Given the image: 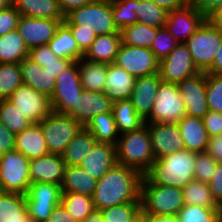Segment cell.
Listing matches in <instances>:
<instances>
[{
  "label": "cell",
  "instance_id": "cell-1",
  "mask_svg": "<svg viewBox=\"0 0 222 222\" xmlns=\"http://www.w3.org/2000/svg\"><path fill=\"white\" fill-rule=\"evenodd\" d=\"M142 177L135 169L117 163L97 180L92 196L95 210L125 203H141Z\"/></svg>",
  "mask_w": 222,
  "mask_h": 222
},
{
  "label": "cell",
  "instance_id": "cell-2",
  "mask_svg": "<svg viewBox=\"0 0 222 222\" xmlns=\"http://www.w3.org/2000/svg\"><path fill=\"white\" fill-rule=\"evenodd\" d=\"M196 152L180 150L155 160L144 176L153 184L183 188L194 179Z\"/></svg>",
  "mask_w": 222,
  "mask_h": 222
},
{
  "label": "cell",
  "instance_id": "cell-3",
  "mask_svg": "<svg viewBox=\"0 0 222 222\" xmlns=\"http://www.w3.org/2000/svg\"><path fill=\"white\" fill-rule=\"evenodd\" d=\"M117 163L144 175L155 161L148 126L121 134L115 145Z\"/></svg>",
  "mask_w": 222,
  "mask_h": 222
},
{
  "label": "cell",
  "instance_id": "cell-4",
  "mask_svg": "<svg viewBox=\"0 0 222 222\" xmlns=\"http://www.w3.org/2000/svg\"><path fill=\"white\" fill-rule=\"evenodd\" d=\"M141 208L149 216H177L185 206L183 190L151 183L144 175L141 181Z\"/></svg>",
  "mask_w": 222,
  "mask_h": 222
},
{
  "label": "cell",
  "instance_id": "cell-5",
  "mask_svg": "<svg viewBox=\"0 0 222 222\" xmlns=\"http://www.w3.org/2000/svg\"><path fill=\"white\" fill-rule=\"evenodd\" d=\"M67 26H80V29H93L98 35L120 33L111 13V3L93 1L76 8L66 15Z\"/></svg>",
  "mask_w": 222,
  "mask_h": 222
},
{
  "label": "cell",
  "instance_id": "cell-6",
  "mask_svg": "<svg viewBox=\"0 0 222 222\" xmlns=\"http://www.w3.org/2000/svg\"><path fill=\"white\" fill-rule=\"evenodd\" d=\"M222 41V32L208 19L184 43L200 72H207Z\"/></svg>",
  "mask_w": 222,
  "mask_h": 222
},
{
  "label": "cell",
  "instance_id": "cell-7",
  "mask_svg": "<svg viewBox=\"0 0 222 222\" xmlns=\"http://www.w3.org/2000/svg\"><path fill=\"white\" fill-rule=\"evenodd\" d=\"M31 185L29 159L15 149L0 157V192L26 195Z\"/></svg>",
  "mask_w": 222,
  "mask_h": 222
},
{
  "label": "cell",
  "instance_id": "cell-8",
  "mask_svg": "<svg viewBox=\"0 0 222 222\" xmlns=\"http://www.w3.org/2000/svg\"><path fill=\"white\" fill-rule=\"evenodd\" d=\"M50 154L62 155L65 148L84 127L68 115L50 113L38 123Z\"/></svg>",
  "mask_w": 222,
  "mask_h": 222
},
{
  "label": "cell",
  "instance_id": "cell-9",
  "mask_svg": "<svg viewBox=\"0 0 222 222\" xmlns=\"http://www.w3.org/2000/svg\"><path fill=\"white\" fill-rule=\"evenodd\" d=\"M186 116L185 104L175 83L161 82L150 116L145 124L175 123Z\"/></svg>",
  "mask_w": 222,
  "mask_h": 222
},
{
  "label": "cell",
  "instance_id": "cell-10",
  "mask_svg": "<svg viewBox=\"0 0 222 222\" xmlns=\"http://www.w3.org/2000/svg\"><path fill=\"white\" fill-rule=\"evenodd\" d=\"M83 91L78 61H74L56 78L55 90L50 98L52 111L59 115H69Z\"/></svg>",
  "mask_w": 222,
  "mask_h": 222
},
{
  "label": "cell",
  "instance_id": "cell-11",
  "mask_svg": "<svg viewBox=\"0 0 222 222\" xmlns=\"http://www.w3.org/2000/svg\"><path fill=\"white\" fill-rule=\"evenodd\" d=\"M8 100L32 123H39L53 112L48 96L23 83Z\"/></svg>",
  "mask_w": 222,
  "mask_h": 222
},
{
  "label": "cell",
  "instance_id": "cell-12",
  "mask_svg": "<svg viewBox=\"0 0 222 222\" xmlns=\"http://www.w3.org/2000/svg\"><path fill=\"white\" fill-rule=\"evenodd\" d=\"M114 64L124 68L135 78L159 72V60L149 48L121 43Z\"/></svg>",
  "mask_w": 222,
  "mask_h": 222
},
{
  "label": "cell",
  "instance_id": "cell-13",
  "mask_svg": "<svg viewBox=\"0 0 222 222\" xmlns=\"http://www.w3.org/2000/svg\"><path fill=\"white\" fill-rule=\"evenodd\" d=\"M200 72L195 66L188 47L180 42L159 61V75L163 82L178 84L182 80Z\"/></svg>",
  "mask_w": 222,
  "mask_h": 222
},
{
  "label": "cell",
  "instance_id": "cell-14",
  "mask_svg": "<svg viewBox=\"0 0 222 222\" xmlns=\"http://www.w3.org/2000/svg\"><path fill=\"white\" fill-rule=\"evenodd\" d=\"M177 85L185 104L186 115L203 118L209 111L206 99V72H198Z\"/></svg>",
  "mask_w": 222,
  "mask_h": 222
},
{
  "label": "cell",
  "instance_id": "cell-15",
  "mask_svg": "<svg viewBox=\"0 0 222 222\" xmlns=\"http://www.w3.org/2000/svg\"><path fill=\"white\" fill-rule=\"evenodd\" d=\"M206 20L190 3H186L168 12L165 27L179 43H184Z\"/></svg>",
  "mask_w": 222,
  "mask_h": 222
},
{
  "label": "cell",
  "instance_id": "cell-16",
  "mask_svg": "<svg viewBox=\"0 0 222 222\" xmlns=\"http://www.w3.org/2000/svg\"><path fill=\"white\" fill-rule=\"evenodd\" d=\"M149 129L152 151L155 160L184 150V142L180 130L175 123L146 124Z\"/></svg>",
  "mask_w": 222,
  "mask_h": 222
},
{
  "label": "cell",
  "instance_id": "cell-17",
  "mask_svg": "<svg viewBox=\"0 0 222 222\" xmlns=\"http://www.w3.org/2000/svg\"><path fill=\"white\" fill-rule=\"evenodd\" d=\"M60 23L56 19L20 16L17 30L30 50L34 47L48 44Z\"/></svg>",
  "mask_w": 222,
  "mask_h": 222
},
{
  "label": "cell",
  "instance_id": "cell-18",
  "mask_svg": "<svg viewBox=\"0 0 222 222\" xmlns=\"http://www.w3.org/2000/svg\"><path fill=\"white\" fill-rule=\"evenodd\" d=\"M66 164L62 155L47 154L29 160V174L32 183L45 182L61 186Z\"/></svg>",
  "mask_w": 222,
  "mask_h": 222
},
{
  "label": "cell",
  "instance_id": "cell-19",
  "mask_svg": "<svg viewBox=\"0 0 222 222\" xmlns=\"http://www.w3.org/2000/svg\"><path fill=\"white\" fill-rule=\"evenodd\" d=\"M113 102L105 92L85 90L68 115L81 123L84 127L96 116L104 112H112Z\"/></svg>",
  "mask_w": 222,
  "mask_h": 222
},
{
  "label": "cell",
  "instance_id": "cell-20",
  "mask_svg": "<svg viewBox=\"0 0 222 222\" xmlns=\"http://www.w3.org/2000/svg\"><path fill=\"white\" fill-rule=\"evenodd\" d=\"M161 82L159 73L138 77L135 80L130 100L136 112L144 121L152 112L153 103Z\"/></svg>",
  "mask_w": 222,
  "mask_h": 222
},
{
  "label": "cell",
  "instance_id": "cell-21",
  "mask_svg": "<svg viewBox=\"0 0 222 222\" xmlns=\"http://www.w3.org/2000/svg\"><path fill=\"white\" fill-rule=\"evenodd\" d=\"M116 164L115 145L96 143L91 151L86 154L80 166L95 179L99 180Z\"/></svg>",
  "mask_w": 222,
  "mask_h": 222
},
{
  "label": "cell",
  "instance_id": "cell-22",
  "mask_svg": "<svg viewBox=\"0 0 222 222\" xmlns=\"http://www.w3.org/2000/svg\"><path fill=\"white\" fill-rule=\"evenodd\" d=\"M136 78L114 63L108 64L105 93L112 101L130 99Z\"/></svg>",
  "mask_w": 222,
  "mask_h": 222
},
{
  "label": "cell",
  "instance_id": "cell-23",
  "mask_svg": "<svg viewBox=\"0 0 222 222\" xmlns=\"http://www.w3.org/2000/svg\"><path fill=\"white\" fill-rule=\"evenodd\" d=\"M177 125L186 150L196 153L206 152L209 137L203 118L186 115Z\"/></svg>",
  "mask_w": 222,
  "mask_h": 222
},
{
  "label": "cell",
  "instance_id": "cell-24",
  "mask_svg": "<svg viewBox=\"0 0 222 222\" xmlns=\"http://www.w3.org/2000/svg\"><path fill=\"white\" fill-rule=\"evenodd\" d=\"M14 149L29 160L49 154L47 143L38 123H32L15 135Z\"/></svg>",
  "mask_w": 222,
  "mask_h": 222
},
{
  "label": "cell",
  "instance_id": "cell-25",
  "mask_svg": "<svg viewBox=\"0 0 222 222\" xmlns=\"http://www.w3.org/2000/svg\"><path fill=\"white\" fill-rule=\"evenodd\" d=\"M21 69L22 83L35 90L45 94L49 98L52 97L55 90V78L45 72L43 67L29 57L24 58L19 63Z\"/></svg>",
  "mask_w": 222,
  "mask_h": 222
},
{
  "label": "cell",
  "instance_id": "cell-26",
  "mask_svg": "<svg viewBox=\"0 0 222 222\" xmlns=\"http://www.w3.org/2000/svg\"><path fill=\"white\" fill-rule=\"evenodd\" d=\"M121 43V33L98 35L83 58L105 64L114 63Z\"/></svg>",
  "mask_w": 222,
  "mask_h": 222
},
{
  "label": "cell",
  "instance_id": "cell-27",
  "mask_svg": "<svg viewBox=\"0 0 222 222\" xmlns=\"http://www.w3.org/2000/svg\"><path fill=\"white\" fill-rule=\"evenodd\" d=\"M13 5L21 16L56 19L61 23L66 18L58 0H13Z\"/></svg>",
  "mask_w": 222,
  "mask_h": 222
},
{
  "label": "cell",
  "instance_id": "cell-28",
  "mask_svg": "<svg viewBox=\"0 0 222 222\" xmlns=\"http://www.w3.org/2000/svg\"><path fill=\"white\" fill-rule=\"evenodd\" d=\"M96 184L97 179L91 176L80 165L66 166L61 190L62 192H73L92 197Z\"/></svg>",
  "mask_w": 222,
  "mask_h": 222
},
{
  "label": "cell",
  "instance_id": "cell-29",
  "mask_svg": "<svg viewBox=\"0 0 222 222\" xmlns=\"http://www.w3.org/2000/svg\"><path fill=\"white\" fill-rule=\"evenodd\" d=\"M48 46L59 58L79 61L84 56L72 36L70 28L64 22L57 27L56 33L48 42Z\"/></svg>",
  "mask_w": 222,
  "mask_h": 222
},
{
  "label": "cell",
  "instance_id": "cell-30",
  "mask_svg": "<svg viewBox=\"0 0 222 222\" xmlns=\"http://www.w3.org/2000/svg\"><path fill=\"white\" fill-rule=\"evenodd\" d=\"M80 82L85 90L105 92L108 64L81 58L78 61Z\"/></svg>",
  "mask_w": 222,
  "mask_h": 222
},
{
  "label": "cell",
  "instance_id": "cell-31",
  "mask_svg": "<svg viewBox=\"0 0 222 222\" xmlns=\"http://www.w3.org/2000/svg\"><path fill=\"white\" fill-rule=\"evenodd\" d=\"M112 113L120 135L138 130L145 125L130 99L113 102Z\"/></svg>",
  "mask_w": 222,
  "mask_h": 222
},
{
  "label": "cell",
  "instance_id": "cell-32",
  "mask_svg": "<svg viewBox=\"0 0 222 222\" xmlns=\"http://www.w3.org/2000/svg\"><path fill=\"white\" fill-rule=\"evenodd\" d=\"M96 143L97 140L85 127H83L68 144L62 154L66 166L80 165L86 154L91 151Z\"/></svg>",
  "mask_w": 222,
  "mask_h": 222
},
{
  "label": "cell",
  "instance_id": "cell-33",
  "mask_svg": "<svg viewBox=\"0 0 222 222\" xmlns=\"http://www.w3.org/2000/svg\"><path fill=\"white\" fill-rule=\"evenodd\" d=\"M0 222H33L26 214L23 194L0 192Z\"/></svg>",
  "mask_w": 222,
  "mask_h": 222
},
{
  "label": "cell",
  "instance_id": "cell-34",
  "mask_svg": "<svg viewBox=\"0 0 222 222\" xmlns=\"http://www.w3.org/2000/svg\"><path fill=\"white\" fill-rule=\"evenodd\" d=\"M29 57V49L16 29L0 36V63H20Z\"/></svg>",
  "mask_w": 222,
  "mask_h": 222
},
{
  "label": "cell",
  "instance_id": "cell-35",
  "mask_svg": "<svg viewBox=\"0 0 222 222\" xmlns=\"http://www.w3.org/2000/svg\"><path fill=\"white\" fill-rule=\"evenodd\" d=\"M85 128L97 140V143L116 145L120 136L112 112L96 115Z\"/></svg>",
  "mask_w": 222,
  "mask_h": 222
},
{
  "label": "cell",
  "instance_id": "cell-36",
  "mask_svg": "<svg viewBox=\"0 0 222 222\" xmlns=\"http://www.w3.org/2000/svg\"><path fill=\"white\" fill-rule=\"evenodd\" d=\"M182 190L185 204L199 205L211 209H222L213 197L209 183L193 179Z\"/></svg>",
  "mask_w": 222,
  "mask_h": 222
},
{
  "label": "cell",
  "instance_id": "cell-37",
  "mask_svg": "<svg viewBox=\"0 0 222 222\" xmlns=\"http://www.w3.org/2000/svg\"><path fill=\"white\" fill-rule=\"evenodd\" d=\"M122 43L127 46L149 48L157 35V28L141 23L125 26L120 30Z\"/></svg>",
  "mask_w": 222,
  "mask_h": 222
},
{
  "label": "cell",
  "instance_id": "cell-38",
  "mask_svg": "<svg viewBox=\"0 0 222 222\" xmlns=\"http://www.w3.org/2000/svg\"><path fill=\"white\" fill-rule=\"evenodd\" d=\"M26 196L35 204L57 206L61 204V186L52 183L36 182L29 186Z\"/></svg>",
  "mask_w": 222,
  "mask_h": 222
},
{
  "label": "cell",
  "instance_id": "cell-39",
  "mask_svg": "<svg viewBox=\"0 0 222 222\" xmlns=\"http://www.w3.org/2000/svg\"><path fill=\"white\" fill-rule=\"evenodd\" d=\"M135 12L138 23L153 27H165L168 12L151 0H135Z\"/></svg>",
  "mask_w": 222,
  "mask_h": 222
},
{
  "label": "cell",
  "instance_id": "cell-40",
  "mask_svg": "<svg viewBox=\"0 0 222 222\" xmlns=\"http://www.w3.org/2000/svg\"><path fill=\"white\" fill-rule=\"evenodd\" d=\"M61 204L77 222H83L95 211L92 197L78 193L62 192Z\"/></svg>",
  "mask_w": 222,
  "mask_h": 222
},
{
  "label": "cell",
  "instance_id": "cell-41",
  "mask_svg": "<svg viewBox=\"0 0 222 222\" xmlns=\"http://www.w3.org/2000/svg\"><path fill=\"white\" fill-rule=\"evenodd\" d=\"M22 84L18 63H0V100H7Z\"/></svg>",
  "mask_w": 222,
  "mask_h": 222
},
{
  "label": "cell",
  "instance_id": "cell-42",
  "mask_svg": "<svg viewBox=\"0 0 222 222\" xmlns=\"http://www.w3.org/2000/svg\"><path fill=\"white\" fill-rule=\"evenodd\" d=\"M0 123H3L14 135L21 133L32 124L26 117H22L8 99L0 100Z\"/></svg>",
  "mask_w": 222,
  "mask_h": 222
},
{
  "label": "cell",
  "instance_id": "cell-43",
  "mask_svg": "<svg viewBox=\"0 0 222 222\" xmlns=\"http://www.w3.org/2000/svg\"><path fill=\"white\" fill-rule=\"evenodd\" d=\"M222 209H211L199 205L185 206L177 214L178 222H220Z\"/></svg>",
  "mask_w": 222,
  "mask_h": 222
},
{
  "label": "cell",
  "instance_id": "cell-44",
  "mask_svg": "<svg viewBox=\"0 0 222 222\" xmlns=\"http://www.w3.org/2000/svg\"><path fill=\"white\" fill-rule=\"evenodd\" d=\"M111 13L119 30L138 22V15L135 12V0H114L111 3Z\"/></svg>",
  "mask_w": 222,
  "mask_h": 222
},
{
  "label": "cell",
  "instance_id": "cell-45",
  "mask_svg": "<svg viewBox=\"0 0 222 222\" xmlns=\"http://www.w3.org/2000/svg\"><path fill=\"white\" fill-rule=\"evenodd\" d=\"M141 209V203H125L100 209L103 222H129Z\"/></svg>",
  "mask_w": 222,
  "mask_h": 222
},
{
  "label": "cell",
  "instance_id": "cell-46",
  "mask_svg": "<svg viewBox=\"0 0 222 222\" xmlns=\"http://www.w3.org/2000/svg\"><path fill=\"white\" fill-rule=\"evenodd\" d=\"M206 99L209 111L222 113V75L206 74Z\"/></svg>",
  "mask_w": 222,
  "mask_h": 222
},
{
  "label": "cell",
  "instance_id": "cell-47",
  "mask_svg": "<svg viewBox=\"0 0 222 222\" xmlns=\"http://www.w3.org/2000/svg\"><path fill=\"white\" fill-rule=\"evenodd\" d=\"M179 42L170 34L166 27L157 28V35L152 42L150 50L160 61L176 47Z\"/></svg>",
  "mask_w": 222,
  "mask_h": 222
},
{
  "label": "cell",
  "instance_id": "cell-48",
  "mask_svg": "<svg viewBox=\"0 0 222 222\" xmlns=\"http://www.w3.org/2000/svg\"><path fill=\"white\" fill-rule=\"evenodd\" d=\"M217 163L207 152L196 153L194 179L209 183Z\"/></svg>",
  "mask_w": 222,
  "mask_h": 222
},
{
  "label": "cell",
  "instance_id": "cell-49",
  "mask_svg": "<svg viewBox=\"0 0 222 222\" xmlns=\"http://www.w3.org/2000/svg\"><path fill=\"white\" fill-rule=\"evenodd\" d=\"M20 16L13 4L0 9V36L16 30Z\"/></svg>",
  "mask_w": 222,
  "mask_h": 222
},
{
  "label": "cell",
  "instance_id": "cell-50",
  "mask_svg": "<svg viewBox=\"0 0 222 222\" xmlns=\"http://www.w3.org/2000/svg\"><path fill=\"white\" fill-rule=\"evenodd\" d=\"M26 214L33 222H46L56 206H43L32 202L24 195Z\"/></svg>",
  "mask_w": 222,
  "mask_h": 222
},
{
  "label": "cell",
  "instance_id": "cell-51",
  "mask_svg": "<svg viewBox=\"0 0 222 222\" xmlns=\"http://www.w3.org/2000/svg\"><path fill=\"white\" fill-rule=\"evenodd\" d=\"M72 33V36L76 40V43L80 51L85 54L89 49L92 42L96 39L97 35L93 29H80V26H68Z\"/></svg>",
  "mask_w": 222,
  "mask_h": 222
},
{
  "label": "cell",
  "instance_id": "cell-52",
  "mask_svg": "<svg viewBox=\"0 0 222 222\" xmlns=\"http://www.w3.org/2000/svg\"><path fill=\"white\" fill-rule=\"evenodd\" d=\"M203 121L209 138L222 135V113L208 111Z\"/></svg>",
  "mask_w": 222,
  "mask_h": 222
},
{
  "label": "cell",
  "instance_id": "cell-53",
  "mask_svg": "<svg viewBox=\"0 0 222 222\" xmlns=\"http://www.w3.org/2000/svg\"><path fill=\"white\" fill-rule=\"evenodd\" d=\"M74 61L67 58H58L57 60H49L48 62H41V67L46 73L51 75L52 78H57L65 71Z\"/></svg>",
  "mask_w": 222,
  "mask_h": 222
},
{
  "label": "cell",
  "instance_id": "cell-54",
  "mask_svg": "<svg viewBox=\"0 0 222 222\" xmlns=\"http://www.w3.org/2000/svg\"><path fill=\"white\" fill-rule=\"evenodd\" d=\"M190 4L206 18L222 8V0H192Z\"/></svg>",
  "mask_w": 222,
  "mask_h": 222
},
{
  "label": "cell",
  "instance_id": "cell-55",
  "mask_svg": "<svg viewBox=\"0 0 222 222\" xmlns=\"http://www.w3.org/2000/svg\"><path fill=\"white\" fill-rule=\"evenodd\" d=\"M29 58L41 66V62L57 60V57L49 48L48 44L34 47L29 50Z\"/></svg>",
  "mask_w": 222,
  "mask_h": 222
},
{
  "label": "cell",
  "instance_id": "cell-56",
  "mask_svg": "<svg viewBox=\"0 0 222 222\" xmlns=\"http://www.w3.org/2000/svg\"><path fill=\"white\" fill-rule=\"evenodd\" d=\"M209 186L213 197L222 207V162L217 163L215 172L209 182Z\"/></svg>",
  "mask_w": 222,
  "mask_h": 222
},
{
  "label": "cell",
  "instance_id": "cell-57",
  "mask_svg": "<svg viewBox=\"0 0 222 222\" xmlns=\"http://www.w3.org/2000/svg\"><path fill=\"white\" fill-rule=\"evenodd\" d=\"M15 135L0 123V154L14 149Z\"/></svg>",
  "mask_w": 222,
  "mask_h": 222
},
{
  "label": "cell",
  "instance_id": "cell-58",
  "mask_svg": "<svg viewBox=\"0 0 222 222\" xmlns=\"http://www.w3.org/2000/svg\"><path fill=\"white\" fill-rule=\"evenodd\" d=\"M206 152L218 163L222 162V135L209 138Z\"/></svg>",
  "mask_w": 222,
  "mask_h": 222
},
{
  "label": "cell",
  "instance_id": "cell-59",
  "mask_svg": "<svg viewBox=\"0 0 222 222\" xmlns=\"http://www.w3.org/2000/svg\"><path fill=\"white\" fill-rule=\"evenodd\" d=\"M46 222H77L64 208L62 204L57 205Z\"/></svg>",
  "mask_w": 222,
  "mask_h": 222
},
{
  "label": "cell",
  "instance_id": "cell-60",
  "mask_svg": "<svg viewBox=\"0 0 222 222\" xmlns=\"http://www.w3.org/2000/svg\"><path fill=\"white\" fill-rule=\"evenodd\" d=\"M60 8L66 16L72 10L80 8L93 2V0H58Z\"/></svg>",
  "mask_w": 222,
  "mask_h": 222
},
{
  "label": "cell",
  "instance_id": "cell-61",
  "mask_svg": "<svg viewBox=\"0 0 222 222\" xmlns=\"http://www.w3.org/2000/svg\"><path fill=\"white\" fill-rule=\"evenodd\" d=\"M162 9L170 12L174 9L180 8L186 4L184 0H151Z\"/></svg>",
  "mask_w": 222,
  "mask_h": 222
},
{
  "label": "cell",
  "instance_id": "cell-62",
  "mask_svg": "<svg viewBox=\"0 0 222 222\" xmlns=\"http://www.w3.org/2000/svg\"><path fill=\"white\" fill-rule=\"evenodd\" d=\"M206 74L222 75V41H221L220 47L215 55L214 61L211 65L210 69L206 72Z\"/></svg>",
  "mask_w": 222,
  "mask_h": 222
},
{
  "label": "cell",
  "instance_id": "cell-63",
  "mask_svg": "<svg viewBox=\"0 0 222 222\" xmlns=\"http://www.w3.org/2000/svg\"><path fill=\"white\" fill-rule=\"evenodd\" d=\"M218 30L222 32V8L207 18Z\"/></svg>",
  "mask_w": 222,
  "mask_h": 222
},
{
  "label": "cell",
  "instance_id": "cell-64",
  "mask_svg": "<svg viewBox=\"0 0 222 222\" xmlns=\"http://www.w3.org/2000/svg\"><path fill=\"white\" fill-rule=\"evenodd\" d=\"M129 222H150V216L141 208Z\"/></svg>",
  "mask_w": 222,
  "mask_h": 222
},
{
  "label": "cell",
  "instance_id": "cell-65",
  "mask_svg": "<svg viewBox=\"0 0 222 222\" xmlns=\"http://www.w3.org/2000/svg\"><path fill=\"white\" fill-rule=\"evenodd\" d=\"M150 222H178L177 216H150Z\"/></svg>",
  "mask_w": 222,
  "mask_h": 222
},
{
  "label": "cell",
  "instance_id": "cell-66",
  "mask_svg": "<svg viewBox=\"0 0 222 222\" xmlns=\"http://www.w3.org/2000/svg\"><path fill=\"white\" fill-rule=\"evenodd\" d=\"M83 222H103V219L99 210H95Z\"/></svg>",
  "mask_w": 222,
  "mask_h": 222
},
{
  "label": "cell",
  "instance_id": "cell-67",
  "mask_svg": "<svg viewBox=\"0 0 222 222\" xmlns=\"http://www.w3.org/2000/svg\"><path fill=\"white\" fill-rule=\"evenodd\" d=\"M13 4V0H0V9H4Z\"/></svg>",
  "mask_w": 222,
  "mask_h": 222
},
{
  "label": "cell",
  "instance_id": "cell-68",
  "mask_svg": "<svg viewBox=\"0 0 222 222\" xmlns=\"http://www.w3.org/2000/svg\"><path fill=\"white\" fill-rule=\"evenodd\" d=\"M93 1L112 3L114 0H93Z\"/></svg>",
  "mask_w": 222,
  "mask_h": 222
},
{
  "label": "cell",
  "instance_id": "cell-69",
  "mask_svg": "<svg viewBox=\"0 0 222 222\" xmlns=\"http://www.w3.org/2000/svg\"><path fill=\"white\" fill-rule=\"evenodd\" d=\"M186 3H190L192 0H184Z\"/></svg>",
  "mask_w": 222,
  "mask_h": 222
}]
</instances>
